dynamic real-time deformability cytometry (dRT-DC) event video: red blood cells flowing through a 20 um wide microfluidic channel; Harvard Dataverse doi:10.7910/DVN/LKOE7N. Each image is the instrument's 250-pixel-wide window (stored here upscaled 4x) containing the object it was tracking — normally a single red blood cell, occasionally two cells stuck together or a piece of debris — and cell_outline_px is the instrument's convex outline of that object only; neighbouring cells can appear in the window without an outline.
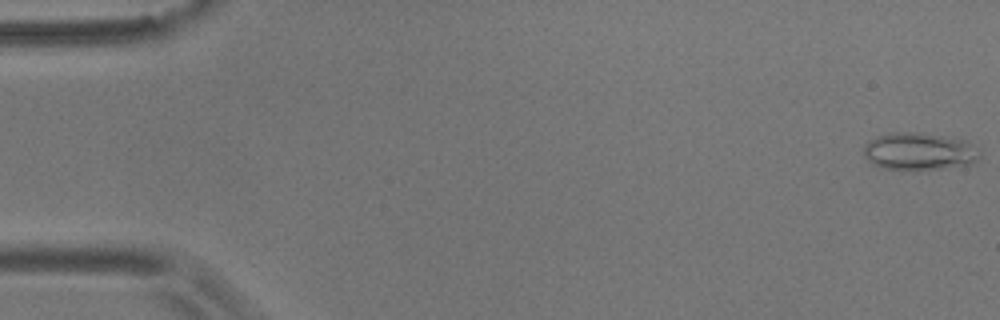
{"species": "common noctule bat (a hibernating species)", "species_latin": "Nyctalus noctula", "temperature_condition": "room temperature", "stored_images_in_passage": 55, "camera_frame_rate_fps": 3000, "um_per_image_px": 0.085, "animal": {"sex": "male", "body_mass_g": 17.9}, "frame": {"image": 1, "passage_image": 1, "time_ms": 0.0, "image_size_px": [1000, 320], "cell_outline_px": [[980, 152], [976, 160], [972, 164], [912, 172], [884, 168], [872, 164], [864, 156], [864, 144], [868, 140], [876, 136], [888, 132], [924, 132], [968, 140], [980, 148]], "centroid_in_image_um": [78.13, 12.87], "position_along_channel_um": 6.9, "area_um2": 26.3}}
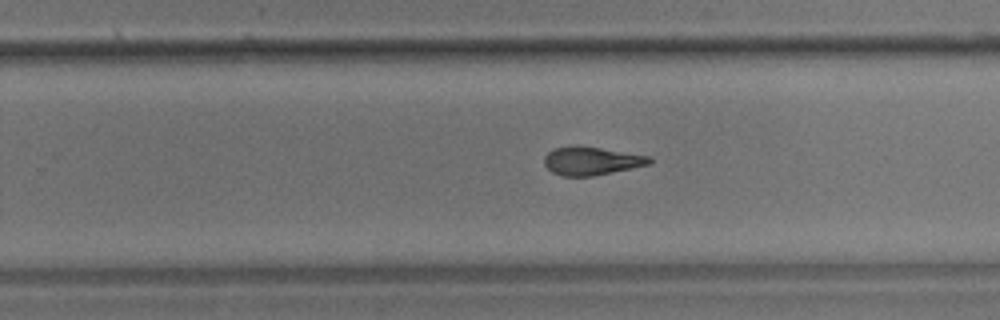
{"frame": {"image": 2, "passage_image": 35, "time_ms": 11.333, "image_size_px": [1000, 320], "cell_outline_px": [[652, 164], [592, 176], [564, 176], [552, 172], [544, 164], [544, 156], [552, 148], [572, 144], [580, 144], [648, 156], [652, 160]], "centroid_in_image_um": [50.23, 13.65], "position_along_channel_um": 279.6, "area_um2": 17.63}}
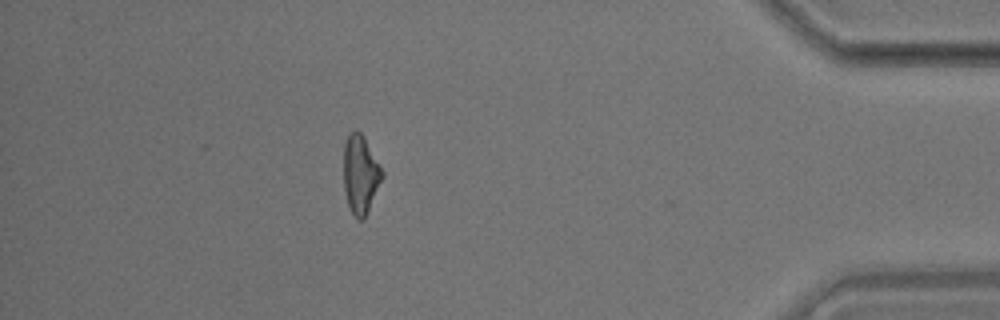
{"frame": {"image": 3, "passage_image": 49, "time_ms": 16.0, "image_size_px": [1000, 320], "cell_outline_px": [[384, 176], [364, 220], [360, 220], [352, 212], [348, 204], [344, 192], [344, 144], [348, 132], [356, 128], [364, 136], [384, 172]], "centroid_in_image_um": [30.64, 14.78], "position_along_channel_um": 404.6, "area_um2": 17.8}, "authors_computed_cell_mechanics": {"area_um2": 18.2648, "velocity_mm_per_s": 3.6556, "shape_relaxation_time_tau1_ms": 8.7685, "shape_relaxation_time_tau2_ms": 3.3509, "deformation_change_tau1": 0.2141, "deformation_change_tau2": 0.1307}}